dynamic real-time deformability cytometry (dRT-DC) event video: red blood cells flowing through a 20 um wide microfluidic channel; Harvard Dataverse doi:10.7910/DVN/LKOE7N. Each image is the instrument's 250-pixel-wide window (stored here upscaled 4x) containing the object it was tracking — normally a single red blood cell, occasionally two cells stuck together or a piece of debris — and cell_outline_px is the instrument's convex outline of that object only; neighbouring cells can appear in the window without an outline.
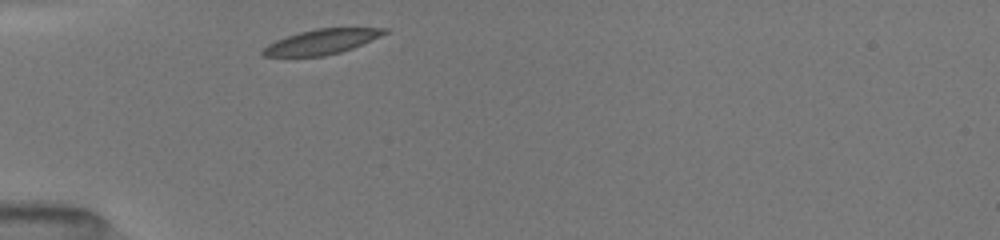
{"species": "common noctule bat (a hibernating species)", "species_latin": "Nyctalus noctula", "temperature_condition": "room temperature", "stored_images_in_passage": 28, "camera_frame_rate_fps": 3000, "um_per_image_px": 0.085, "animal": {"sex": "female", "body_mass_g": 19.5, "forearm_length_mm": 54.1}, "frame": {"image": 1, "passage_image": 1, "time_ms": 0.0, "image_size_px": [1000, 240], "cell_outline_px": [[388, 32], [380, 36], [352, 48], [340, 52], [324, 56], [264, 56], [260, 52], [260, 48], [276, 40], [300, 32], [316, 28], [388, 28]], "centroid_in_image_um": [27.3, 3.55], "position_along_channel_um": 57.7, "area_um2": 17.51}}
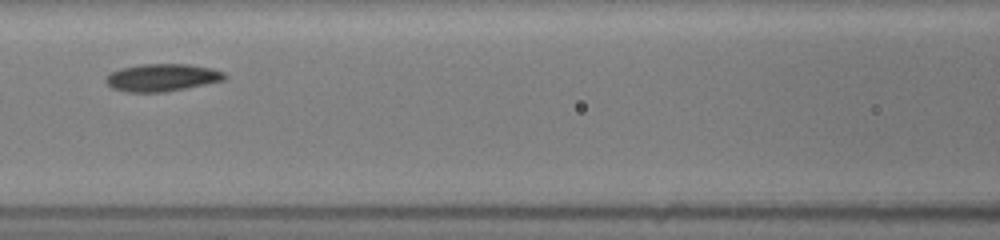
{"frame": {"image": 2, "passage_image": 20, "time_ms": 2.667, "image_size_px": [1000, 240], "cell_outline_px": [[228, 76], [224, 80], [188, 88], [164, 92], [128, 92], [112, 88], [104, 80], [112, 72], [120, 68], [140, 64], [188, 64], [212, 68], [224, 72]], "centroid_in_image_um": [13.8, 6.59], "position_along_channel_um": 152.8, "area_um2": 19.07}}
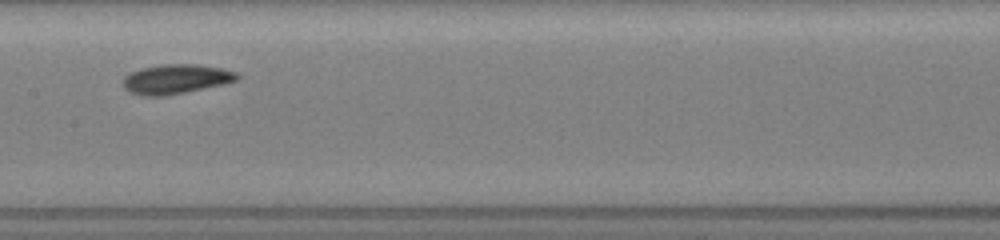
{"frame": {"image": 3, "passage_image": 27, "time_ms": 3.667, "image_size_px": [1000, 240], "cell_outline_px": [[240, 76], [236, 80], [224, 84], [164, 96], [140, 96], [128, 92], [124, 88], [124, 76], [128, 72], [140, 68], [160, 64], [196, 64], [220, 68], [236, 72]], "centroid_in_image_um": [14.89, 6.72], "position_along_channel_um": 192.5, "area_um2": 19.71}}